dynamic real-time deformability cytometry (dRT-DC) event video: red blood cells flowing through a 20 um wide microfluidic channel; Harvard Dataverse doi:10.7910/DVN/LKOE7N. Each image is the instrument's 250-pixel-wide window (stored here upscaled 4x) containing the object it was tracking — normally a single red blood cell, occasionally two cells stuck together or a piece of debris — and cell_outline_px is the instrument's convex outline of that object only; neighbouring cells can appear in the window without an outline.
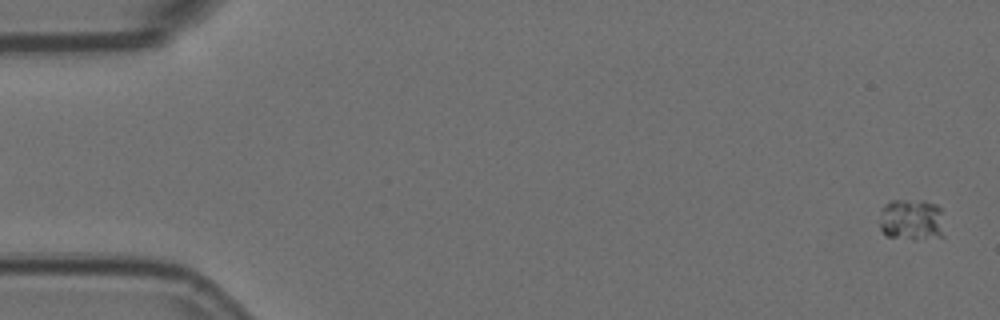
{"species": "Egyptian fruit bat (a non-hibernating species)", "species_latin": "Rousettus aegyptiacus", "temperature_condition": "room temperature", "stored_images_in_passage": 4, "segment_of_instrument_passage": [2, 2], "camera_frame_rate_fps": 3000, "um_per_image_px": 0.085, "animal": {"sex": "female"}, "frame": {"image": 1, "passage_image": 4, "time_ms": 1.0, "image_size_px": [1000, 320], "cell_outline_px": [[944, 236], [916, 240], [888, 236], [880, 228], [880, 208], [884, 204], [892, 200], [924, 200], [936, 204], [940, 208]], "centroid_in_image_um": [77.47, 18.67], "position_along_channel_um": 7.5, "area_um2": 15.95}}